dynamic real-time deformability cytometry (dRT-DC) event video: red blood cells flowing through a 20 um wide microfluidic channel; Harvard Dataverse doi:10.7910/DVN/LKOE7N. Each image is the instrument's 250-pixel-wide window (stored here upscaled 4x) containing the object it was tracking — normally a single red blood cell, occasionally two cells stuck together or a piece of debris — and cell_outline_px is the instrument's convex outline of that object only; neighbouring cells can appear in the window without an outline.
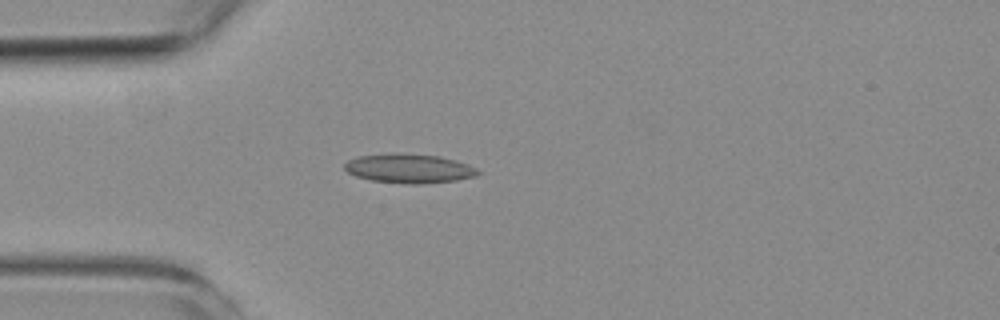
{"species": "common noctule bat (a hibernating species)", "species_latin": "Nyctalus noctula", "temperature_condition": "room temperature", "stored_images_in_passage": 5, "camera_frame_rate_fps": 3000, "um_per_image_px": 0.085, "animal": {"sex": "female", "body_mass_g": 19.3, "forearm_length_mm": 54.1}, "frame": {"image": 1, "passage_image": 4, "time_ms": 4.667, "image_size_px": [1000, 320], "cell_outline_px": [[480, 172], [476, 176], [456, 180], [420, 184], [408, 184], [372, 180], [356, 176], [348, 172], [344, 168], [344, 164], [348, 160], [356, 156], [396, 152], [440, 156], [456, 160], [468, 164], [476, 168]], "centroid_in_image_um": [34.76, 14.3], "position_along_channel_um": 50.2, "area_um2": 22.83}}